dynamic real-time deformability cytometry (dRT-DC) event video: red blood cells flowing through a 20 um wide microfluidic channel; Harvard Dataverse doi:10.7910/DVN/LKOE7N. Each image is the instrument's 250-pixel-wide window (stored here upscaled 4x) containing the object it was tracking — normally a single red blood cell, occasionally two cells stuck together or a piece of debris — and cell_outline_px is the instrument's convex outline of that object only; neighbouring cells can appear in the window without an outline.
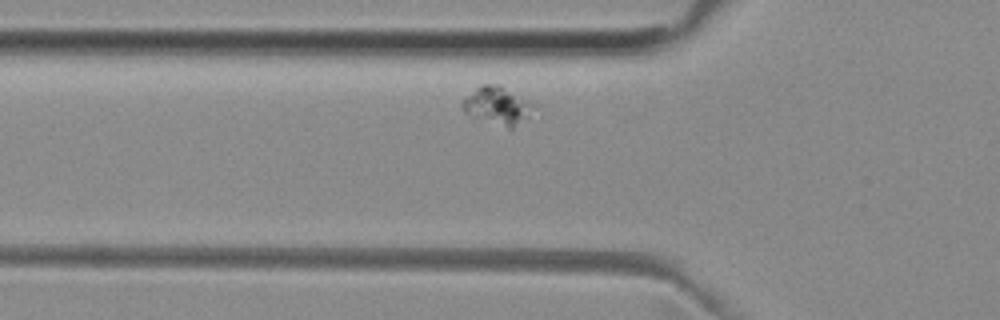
{"species": "common noctule bat (a hibernating species)", "species_latin": "Nyctalus noctula", "temperature_condition": "room temperature", "stored_images_in_passage": 29, "camera_frame_rate_fps": 3000, "um_per_image_px": 0.085, "animal": {"sex": "female", "body_mass_g": 29.2, "forearm_length_mm": 56.3}, "frame": {"image": 1, "passage_image": 3, "time_ms": 0.667, "image_size_px": [1000, 320], "cell_outline_px": [[536, 104], [528, 116], [512, 128], [508, 128], [472, 116], [464, 112], [460, 104], [480, 84], [500, 84]], "centroid_in_image_um": [42.29, 8.95], "position_along_channel_um": 83.5, "area_um2": 15.43}}
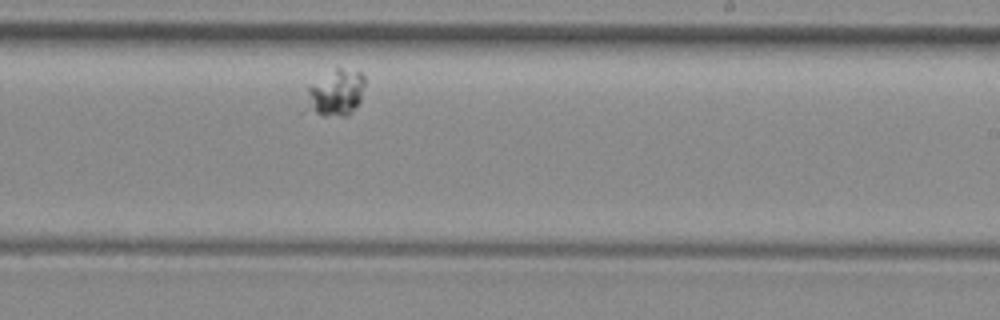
{"frame": {"image": 2, "passage_image": 18, "time_ms": 5.667, "image_size_px": [1000, 320], "cell_outline_px": [[364, 84], [360, 100], [348, 116], [324, 116], [296, 112], [308, 84], [336, 68], [340, 68], [360, 72], [364, 76]], "centroid_in_image_um": [28.31, 7.97], "position_along_channel_um": 260.7, "area_um2": 17.11}}
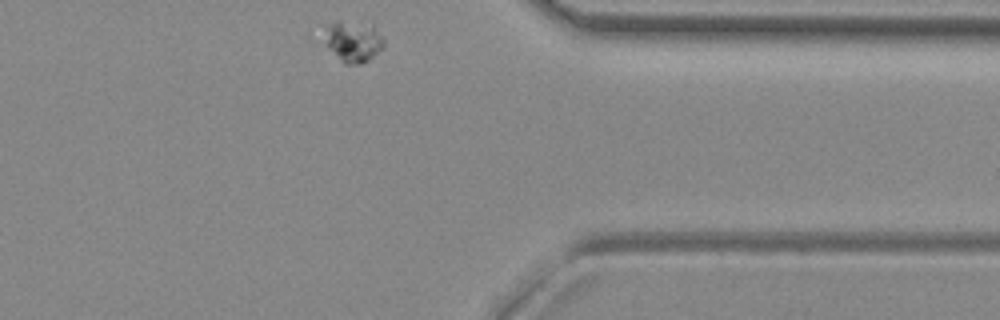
{"frame": {"image": 3, "passage_image": 29, "time_ms": 9.333, "image_size_px": [1000, 320], "cell_outline_px": [[384, 48], [368, 60], [360, 64], [344, 64], [328, 48], [320, 24], [332, 20], [340, 20], [372, 24], [384, 40]], "centroid_in_image_um": [29.95, 3.46], "position_along_channel_um": 381.5, "area_um2": 14.85}}